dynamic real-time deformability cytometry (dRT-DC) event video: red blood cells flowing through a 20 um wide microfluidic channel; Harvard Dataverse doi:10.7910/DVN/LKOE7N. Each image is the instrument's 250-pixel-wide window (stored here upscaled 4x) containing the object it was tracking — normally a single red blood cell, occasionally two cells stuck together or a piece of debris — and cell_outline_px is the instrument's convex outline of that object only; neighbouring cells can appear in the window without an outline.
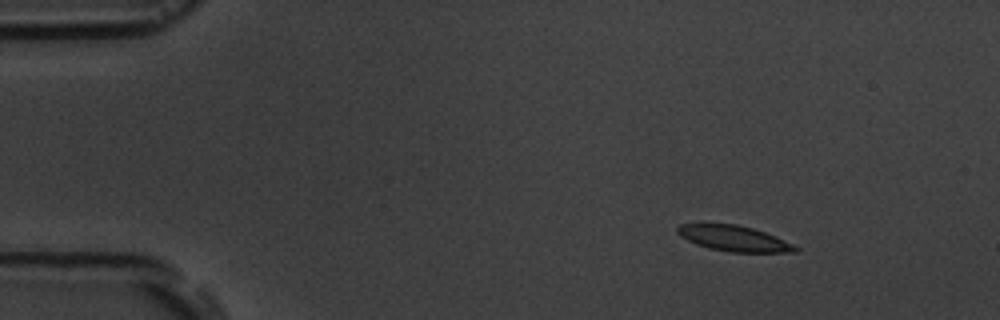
{"species": "common noctule bat (a hibernating species)", "species_latin": "Nyctalus noctula", "temperature_condition": "room temperature", "stored_images_in_passage": 8, "camera_frame_rate_fps": 3000, "um_per_image_px": 0.085, "animal": {"sex": "male", "body_mass_g": 19.5, "forearm_length_mm": 54.6}, "frame": {"image": 1, "passage_image": 2, "time_ms": 1.333, "image_size_px": [1000, 320], "cell_outline_px": [[800, 248], [796, 252], [728, 252], [708, 248], [696, 244], [680, 236], [676, 232], [676, 228], [680, 224], [700, 220], [704, 220], [736, 224], [752, 228], [776, 236]], "centroid_in_image_um": [62.26, 20.21], "position_along_channel_um": 22.7, "area_um2": 18.38}}
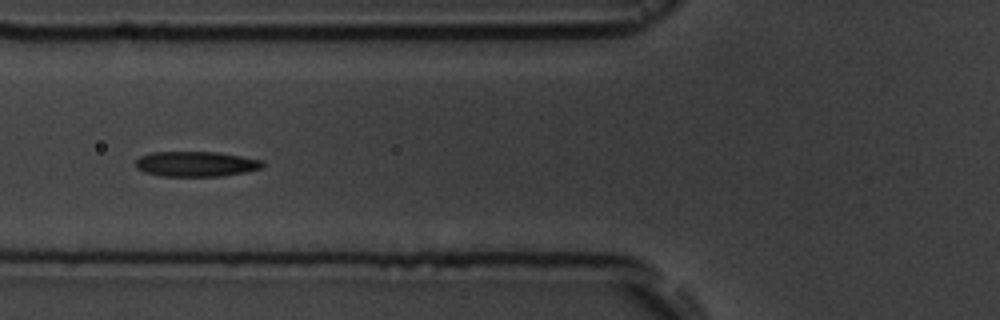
{"frame": {"image": 2, "passage_image": 6, "time_ms": 6.0, "image_size_px": [1000, 320], "cell_outline_px": [[264, 168], [224, 176], [160, 176], [144, 172], [136, 168], [136, 160], [140, 156], [152, 152], [216, 152], [264, 160]], "centroid_in_image_um": [16.67, 13.94], "position_along_channel_um": 109.1, "area_um2": 18.73}}
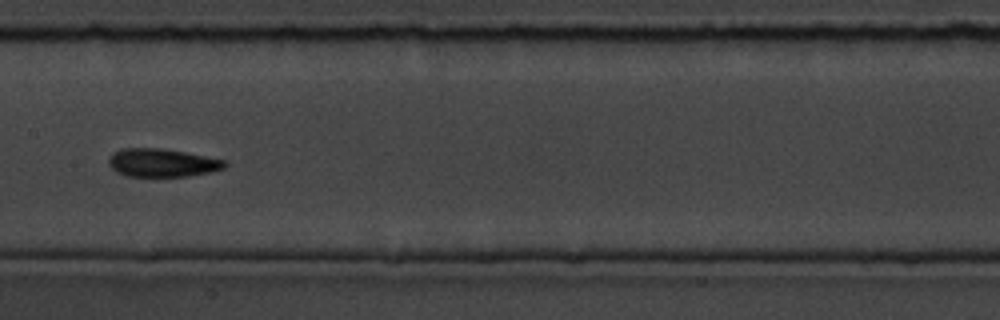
{"frame": {"image": 3, "passage_image": 8, "time_ms": 8.333, "image_size_px": [1000, 320], "cell_outline_px": [[228, 164], [224, 168], [208, 172], [188, 176], [128, 176], [116, 172], [108, 164], [108, 160], [112, 152], [120, 148], [160, 148], [184, 152], [224, 160]], "centroid_in_image_um": [13.73, 13.83], "position_along_channel_um": 193.7, "area_um2": 18.96}}